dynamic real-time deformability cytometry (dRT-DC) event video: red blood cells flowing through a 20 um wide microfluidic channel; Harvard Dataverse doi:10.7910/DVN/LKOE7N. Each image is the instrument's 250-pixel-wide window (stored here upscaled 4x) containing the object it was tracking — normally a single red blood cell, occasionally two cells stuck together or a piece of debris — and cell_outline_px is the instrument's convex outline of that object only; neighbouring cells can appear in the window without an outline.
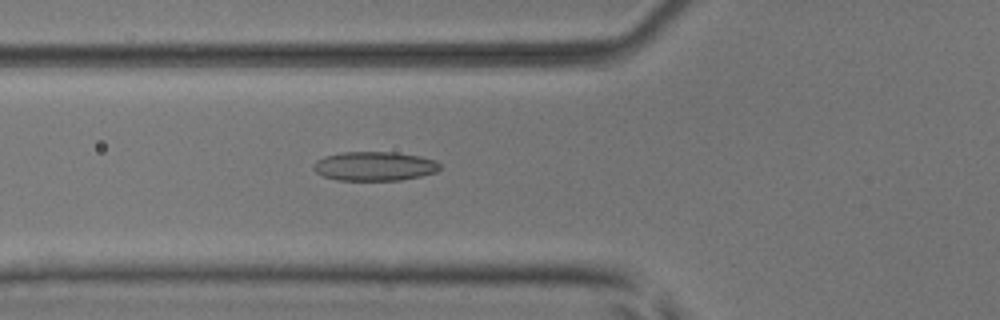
{"species": "common noctule bat (a hibernating species)", "species_latin": "Nyctalus noctula", "temperature_condition": "room temperature", "stored_images_in_passage": 41, "camera_frame_rate_fps": 3000, "um_per_image_px": 0.085, "animal": {"sex": "male", "body_mass_g": 17.9, "forearm_length_mm": 54.2}, "frame": {"image": 1, "passage_image": 9, "time_ms": 2.667, "image_size_px": [1000, 320], "cell_outline_px": [[440, 168], [436, 172], [420, 176], [400, 180], [336, 180], [324, 176], [316, 172], [312, 168], [312, 164], [316, 160], [324, 156], [344, 152], [396, 152], [420, 156], [436, 160], [440, 164]], "centroid_in_image_um": [31.82, 14.12], "position_along_channel_um": 94.0, "area_um2": 21.56}}
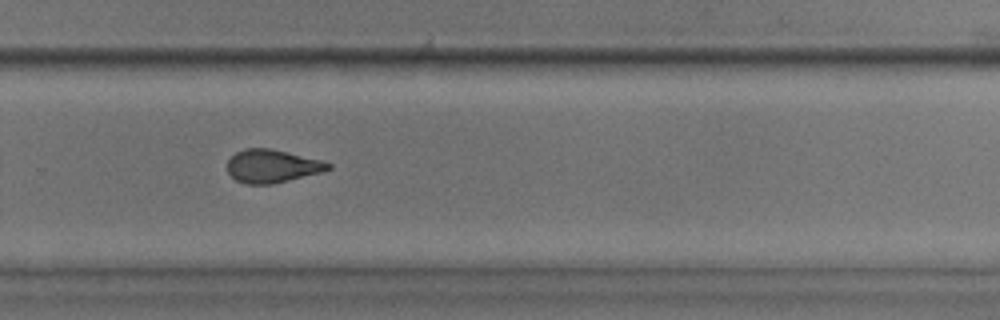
{"frame": {"image": 2, "passage_image": 25, "time_ms": 8.0, "image_size_px": [1000, 320], "cell_outline_px": [[332, 168], [320, 172], [272, 184], [244, 184], [236, 180], [228, 172], [228, 160], [236, 152], [244, 148], [272, 148], [320, 160], [332, 164]], "centroid_in_image_um": [23.11, 14.11], "position_along_channel_um": 306.7, "area_um2": 19.31}}
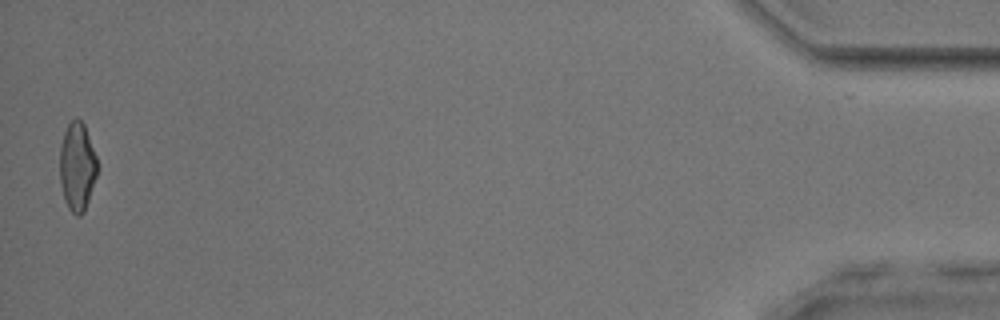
{"frame": {"image": 3, "passage_image": 41, "time_ms": 13.333, "image_size_px": [1000, 320], "cell_outline_px": [[96, 176], [84, 212], [80, 216], [76, 216], [68, 208], [64, 196], [60, 180], [60, 144], [64, 132], [68, 124], [76, 116], [84, 124], [96, 156]], "centroid_in_image_um": [6.55, 14.14], "position_along_channel_um": 428.7, "area_um2": 19.07}, "authors_computed_cell_mechanics": {"area_um2": 19.8832, "velocity_mm_per_s": 3.995, "shape_relaxation_time_tau1_ms": 9.3118, "shape_relaxation_time_tau2_ms": 1.6308, "deformation_change_tau1": 0.2373, "deformation_change_tau2": 0.0951}}